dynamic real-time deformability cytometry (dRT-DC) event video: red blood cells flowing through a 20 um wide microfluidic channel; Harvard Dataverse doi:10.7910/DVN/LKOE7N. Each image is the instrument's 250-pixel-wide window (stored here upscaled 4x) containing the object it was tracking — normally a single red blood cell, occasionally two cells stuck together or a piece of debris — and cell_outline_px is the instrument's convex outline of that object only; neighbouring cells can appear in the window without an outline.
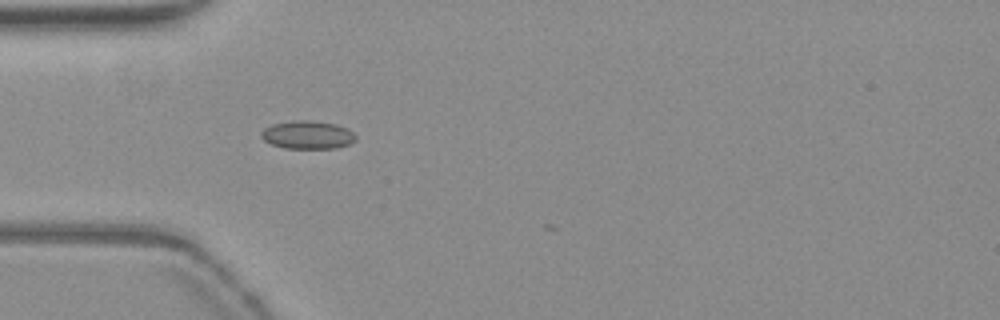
{"species": "common noctule bat (a hibernating species)", "species_latin": "Nyctalus noctula", "temperature_condition": "warm", "stored_images_in_passage": 2, "camera_frame_rate_fps": 3000, "um_per_image_px": 0.085, "animal": {"sex": "female", "body_mass_g": 19.3, "forearm_length_mm": 54.1}, "frame": {"image": 1, "passage_image": 1, "time_ms": 0.0, "image_size_px": [1000, 320], "cell_outline_px": [[356, 140], [348, 144], [336, 148], [284, 148], [272, 144], [264, 140], [260, 136], [260, 132], [264, 128], [272, 124], [292, 120], [312, 120], [336, 124], [348, 128], [356, 136]], "centroid_in_image_um": [26.13, 11.45], "position_along_channel_um": 58.9, "area_um2": 15.61}}